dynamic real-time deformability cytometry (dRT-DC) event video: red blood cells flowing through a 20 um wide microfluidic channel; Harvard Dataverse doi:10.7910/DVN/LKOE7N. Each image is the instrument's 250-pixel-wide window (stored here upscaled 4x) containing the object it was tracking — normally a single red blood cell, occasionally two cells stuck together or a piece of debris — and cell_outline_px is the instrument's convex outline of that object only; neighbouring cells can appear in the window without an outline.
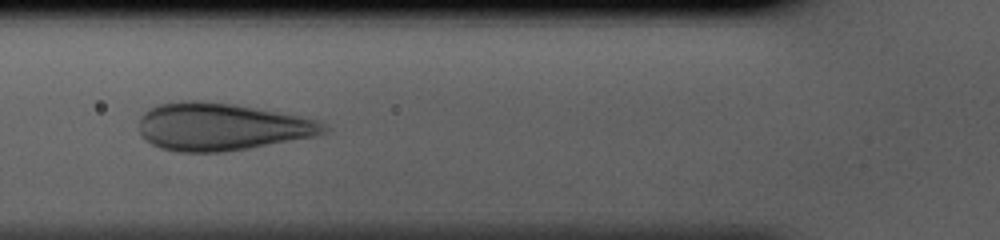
{"species": "human", "species_latin": "Homo sapiens", "temperature_condition": "cold", "stored_images_in_passage": 39, "camera_frame_rate_fps": 3000, "um_per_image_px": 0.085, "donor": {"sex": "male"}, "frame": {"image": 1, "passage_image": 11, "time_ms": 3.333, "image_size_px": [1000, 240], "cell_outline_px": [[328, 128], [324, 132], [312, 136], [248, 148], [224, 152], [176, 152], [160, 148], [152, 144], [140, 132], [140, 116], [148, 108], [160, 104], [184, 100], [196, 100], [232, 104], [296, 116], [316, 120], [324, 124]], "centroid_in_image_um": [18.74, 10.78], "position_along_channel_um": 107.1, "area_um2": 50.34}}
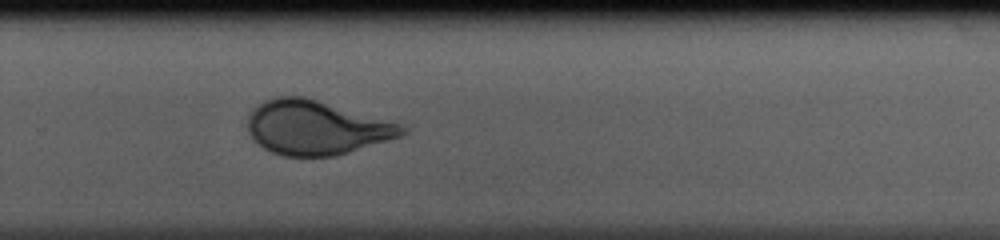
{"frame": {"image": 2, "passage_image": 25, "time_ms": 8.0, "image_size_px": [1000, 240], "cell_outline_px": [[408, 132], [400, 136], [388, 140], [336, 156], [284, 156], [272, 152], [264, 148], [252, 140], [248, 132], [248, 116], [260, 104], [276, 96], [304, 96], [404, 124], [408, 128]], "centroid_in_image_um": [26.9, 10.85], "position_along_channel_um": 302.9, "area_um2": 48.73}}
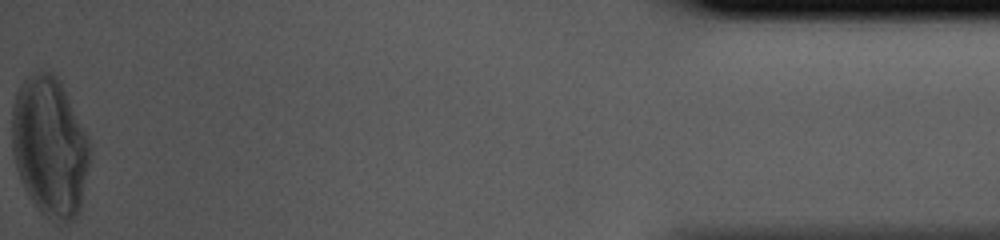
{"frame": {"image": 3, "passage_image": 39, "time_ms": 12.667, "image_size_px": [1000, 240], "cell_outline_px": [[88, 168], [80, 212], [76, 220], [60, 224], [56, 224], [48, 220], [36, 208], [24, 188], [20, 180], [16, 168], [12, 152], [12, 108], [16, 92], [24, 80], [32, 72], [48, 68], [60, 80], [88, 136]], "centroid_in_image_um": [4.22, 12.5], "position_along_channel_um": 431.0, "area_um2": 64.27}}